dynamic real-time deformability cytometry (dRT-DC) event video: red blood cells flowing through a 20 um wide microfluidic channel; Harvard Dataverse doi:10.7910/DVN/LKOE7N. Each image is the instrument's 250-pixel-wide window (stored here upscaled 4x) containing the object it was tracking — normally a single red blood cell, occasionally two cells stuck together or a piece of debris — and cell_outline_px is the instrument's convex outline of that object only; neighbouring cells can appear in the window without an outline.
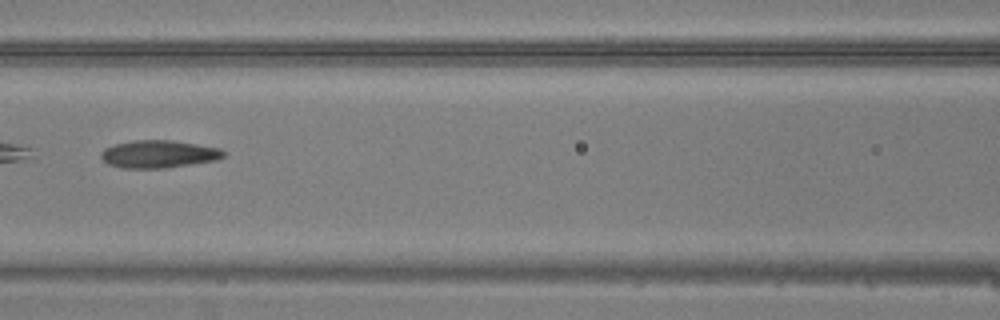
{"species": "common noctule bat (a hibernating species)", "species_latin": "Nyctalus noctula", "temperature_condition": "warm", "stored_images_in_passage": 34, "camera_frame_rate_fps": 3000, "um_per_image_px": 0.085, "animal": {"sex": "male", "body_mass_g": 20.5, "forearm_length_mm": 52.5}, "frame": {"image": 1, "passage_image": 10, "time_ms": 3.0, "image_size_px": [1000, 320], "cell_outline_px": [[228, 152], [224, 156], [216, 160], [192, 164], [164, 168], [120, 168], [108, 164], [100, 156], [100, 152], [104, 148], [116, 144], [136, 140], [172, 140], [220, 148]], "centroid_in_image_um": [13.5, 13.1], "position_along_channel_um": 153.1, "area_um2": 19.77}}